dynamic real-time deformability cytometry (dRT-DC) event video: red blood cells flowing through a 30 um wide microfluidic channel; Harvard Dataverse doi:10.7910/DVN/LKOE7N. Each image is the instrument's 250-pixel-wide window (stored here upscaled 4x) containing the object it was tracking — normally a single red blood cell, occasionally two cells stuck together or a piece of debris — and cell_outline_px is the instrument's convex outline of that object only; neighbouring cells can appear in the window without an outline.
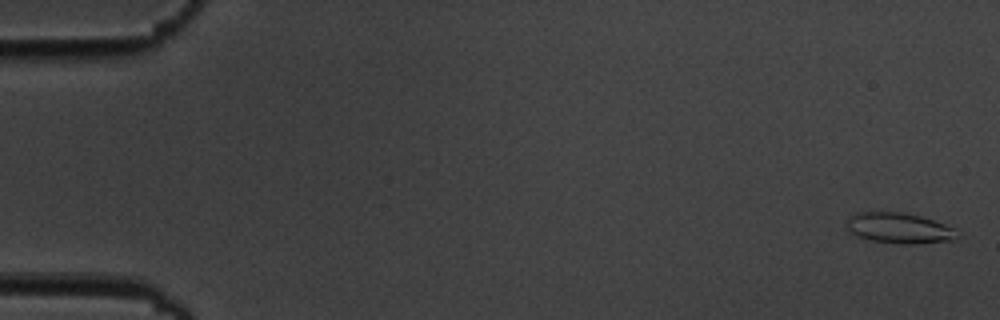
{"species": "common noctule bat (a hibernating species)", "species_latin": "Nyctalus noctula", "temperature_condition": "cold", "stored_images_in_passage": 5, "camera_frame_rate_fps": 3000, "um_per_image_px": 0.085, "animal": {"sex": "male", "body_mass_g": 19.5, "forearm_length_mm": 54.6}, "frame": {"image": 1, "passage_image": 1, "time_ms": 0.0, "image_size_px": [1000, 320], "cell_outline_px": [[956, 240], [916, 244], [900, 244], [872, 240], [856, 236], [848, 228], [844, 220], [848, 216], [856, 212], [900, 212], [920, 216], [944, 224], [952, 228]], "centroid_in_image_um": [76.34, 19.38], "position_along_channel_um": 8.7, "area_um2": 19.54}}
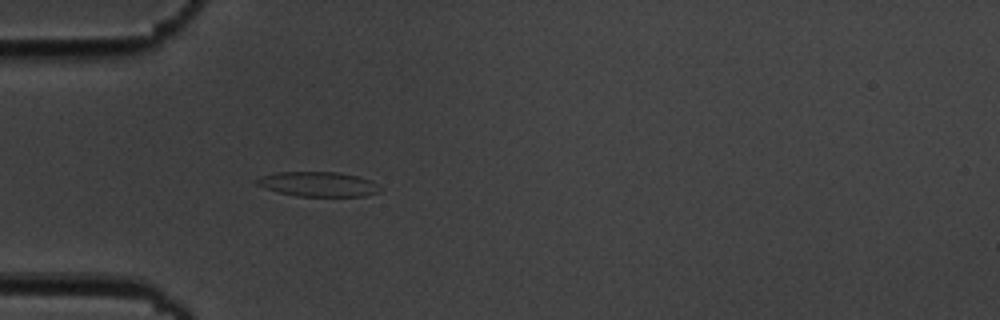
{"frame": {"image": 2, "passage_image": 5, "time_ms": 5.333, "image_size_px": [1000, 320], "cell_outline_px": [[384, 188], [380, 192], [364, 196], [296, 196], [276, 192], [264, 188], [256, 184], [252, 180], [276, 172], [340, 172], [372, 180], [380, 184]], "centroid_in_image_um": [27.08, 15.66], "position_along_channel_um": 57.9, "area_um2": 18.09}}